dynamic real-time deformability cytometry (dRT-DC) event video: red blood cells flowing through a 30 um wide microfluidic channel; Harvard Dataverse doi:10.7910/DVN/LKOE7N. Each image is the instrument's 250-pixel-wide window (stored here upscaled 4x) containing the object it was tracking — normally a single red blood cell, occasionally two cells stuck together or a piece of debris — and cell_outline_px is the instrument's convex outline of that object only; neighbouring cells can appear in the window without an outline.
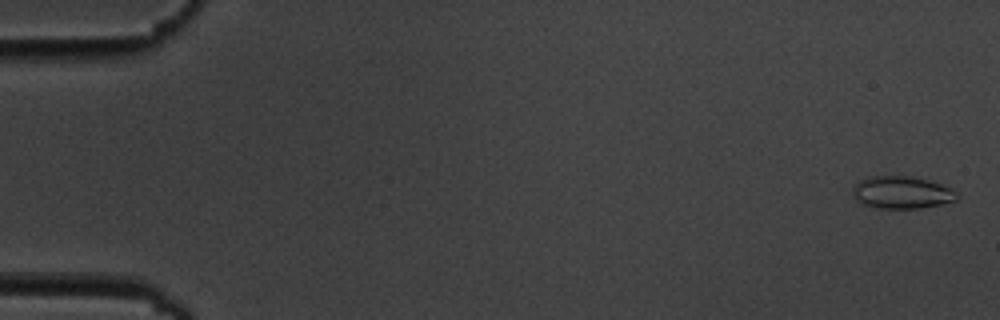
{"species": "common noctule bat (a hibernating species)", "species_latin": "Nyctalus noctula", "temperature_condition": "cold", "stored_images_in_passage": 9, "camera_frame_rate_fps": 3000, "um_per_image_px": 0.085, "animal": {"sex": "male", "body_mass_g": 19.5, "forearm_length_mm": 54.6}, "frame": {"image": 1, "passage_image": 1, "time_ms": 0.0, "image_size_px": [1000, 320], "cell_outline_px": [[956, 200], [940, 204], [920, 208], [876, 208], [860, 204], [852, 196], [852, 188], [860, 180], [868, 176], [912, 176], [928, 180], [952, 188], [956, 192]], "centroid_in_image_um": [76.59, 16.36], "position_along_channel_um": 8.4, "area_um2": 19.77}}
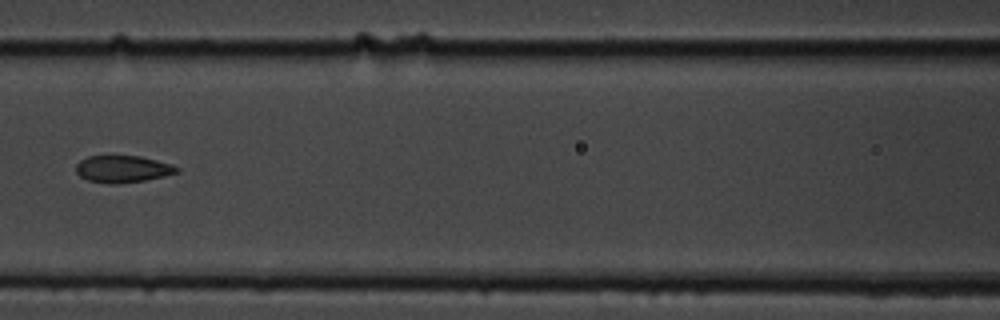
{"frame": {"image": 2, "passage_image": 8, "time_ms": 8.333, "image_size_px": [1000, 320], "cell_outline_px": [[180, 172], [164, 176], [144, 180], [112, 184], [88, 180], [80, 176], [76, 172], [76, 164], [80, 160], [88, 156], [140, 156], [172, 164], [180, 168]], "centroid_in_image_um": [10.44, 14.36], "position_along_channel_um": 156.2, "area_um2": 15.78}}
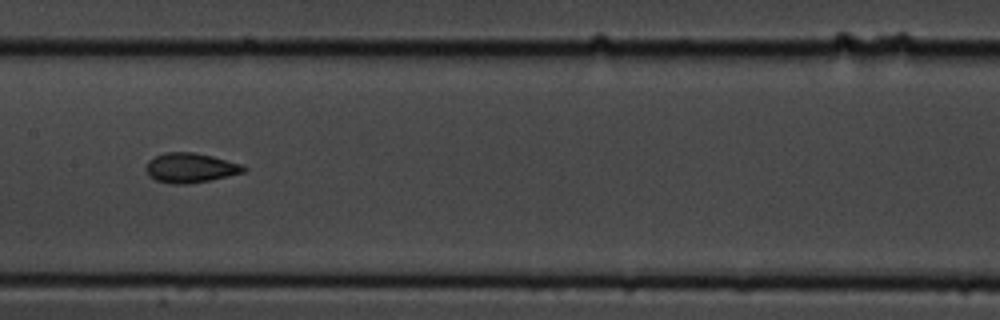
{"frame": {"image": 3, "passage_image": 9, "time_ms": 9.333, "image_size_px": [1000, 320], "cell_outline_px": [[248, 168], [244, 172], [208, 180], [188, 184], [168, 184], [156, 180], [148, 176], [144, 168], [148, 160], [164, 152], [196, 152], [244, 164]], "centroid_in_image_um": [16.16, 14.26], "position_along_channel_um": 191.2, "area_um2": 17.11}}